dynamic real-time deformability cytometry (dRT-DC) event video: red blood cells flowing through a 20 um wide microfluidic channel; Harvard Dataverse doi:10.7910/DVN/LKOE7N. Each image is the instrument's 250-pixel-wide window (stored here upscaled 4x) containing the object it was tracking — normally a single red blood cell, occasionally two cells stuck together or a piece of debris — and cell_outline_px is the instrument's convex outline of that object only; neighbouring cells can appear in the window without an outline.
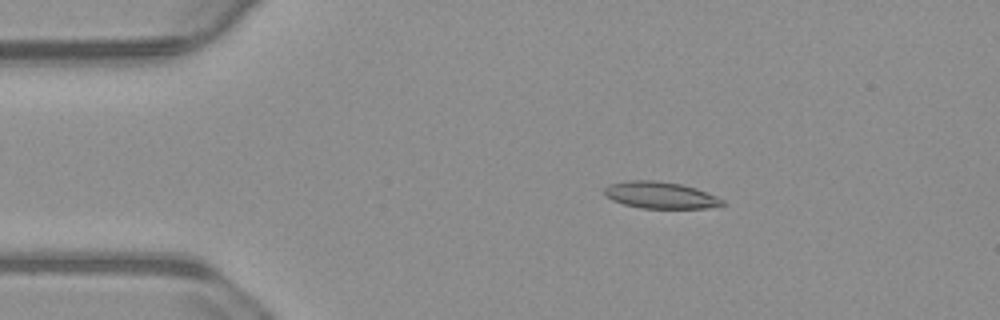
{"species": "common noctule bat (a hibernating species)", "species_latin": "Nyctalus noctula", "temperature_condition": "warm", "stored_images_in_passage": 55, "camera_frame_rate_fps": 3000, "um_per_image_px": 0.085, "animal": {"sex": "male", "body_mass_g": 23.1, "forearm_length_mm": 52.7}, "frame": {"image": 1, "passage_image": 10, "time_ms": 3.0, "image_size_px": [1000, 320], "cell_outline_px": [[728, 204], [720, 208], [640, 208], [624, 204], [612, 200], [604, 196], [604, 188], [608, 184], [628, 180], [656, 180], [680, 184], [696, 188], [716, 196], [724, 200]], "centroid_in_image_um": [56.17, 16.59], "position_along_channel_um": 28.8, "area_um2": 18.73}}
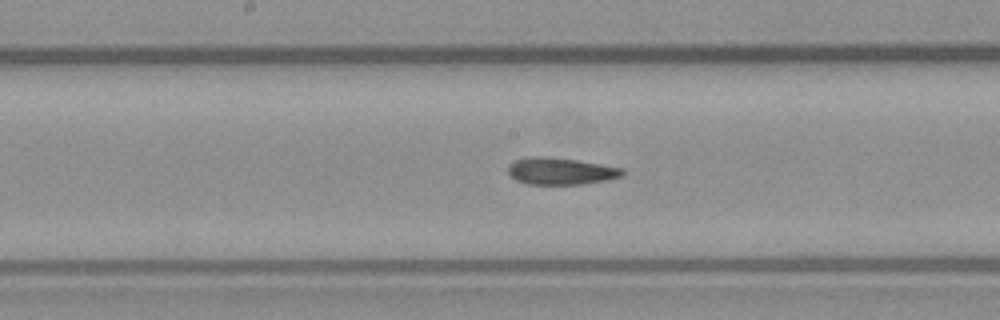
{"frame": {"image": 2, "passage_image": 28, "time_ms": 9.0, "image_size_px": [1000, 320], "cell_outline_px": [[624, 172], [620, 176], [608, 180], [580, 184], [528, 184], [516, 180], [508, 172], [508, 164], [516, 160], [528, 156], [548, 156], [576, 160], [624, 168]], "centroid_in_image_um": [47.63, 14.53], "position_along_channel_um": 200.6, "area_um2": 17.92}}
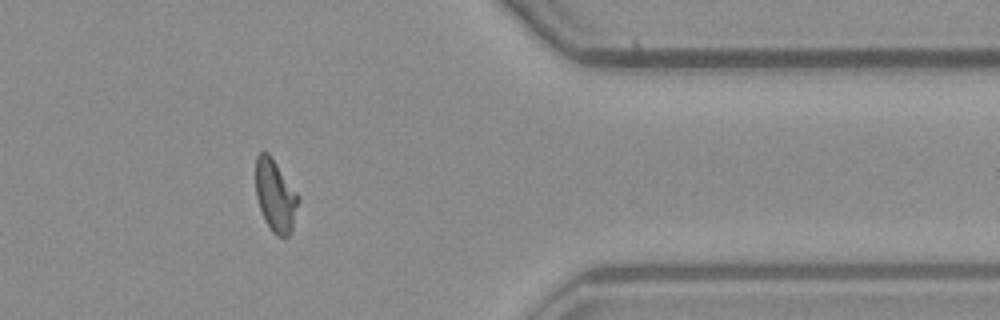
{"frame": {"image": 3, "passage_image": 45, "time_ms": 14.667, "image_size_px": [1000, 320], "cell_outline_px": [[300, 200], [292, 228], [288, 236], [276, 236], [272, 232], [264, 220], [256, 196], [256, 156], [260, 152], [268, 152], [300, 196]], "centroid_in_image_um": [23.42, 16.64], "position_along_channel_um": 388.0, "area_um2": 17.92}, "authors_computed_cell_mechanics": {"area_um2": 18.0336, "velocity_mm_per_s": 3.7186, "shape_relaxation_time_tau1_ms": null, "shape_relaxation_time_tau2_ms": 2.4468, "deformation_change_tau1": null, "deformation_change_tau2": 0.1038}}